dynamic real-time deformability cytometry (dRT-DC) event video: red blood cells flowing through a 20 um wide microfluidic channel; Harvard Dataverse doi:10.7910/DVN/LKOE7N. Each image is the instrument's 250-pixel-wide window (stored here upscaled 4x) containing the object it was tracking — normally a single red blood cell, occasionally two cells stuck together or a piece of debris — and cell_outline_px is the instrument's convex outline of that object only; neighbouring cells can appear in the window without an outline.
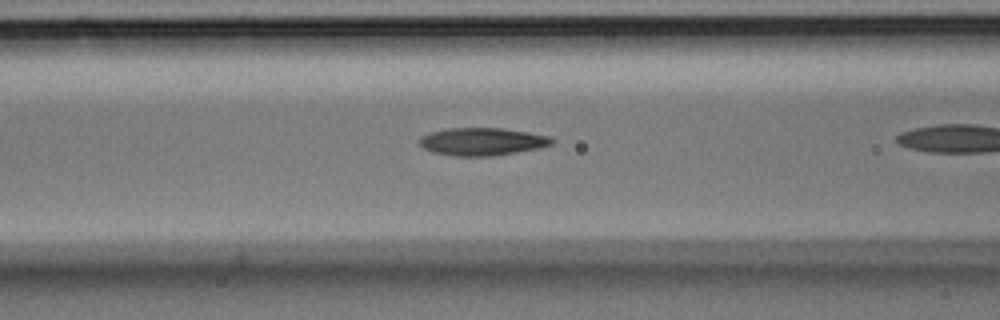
{"species": "Egyptian fruit bat (a non-hibernating species)", "species_latin": "Rousettus aegyptiacus", "temperature_condition": "room temperature", "stored_images_in_passage": 29, "camera_frame_rate_fps": 3000, "um_per_image_px": 0.085, "animal": {"sex": "male"}, "frame": {"image": 1, "passage_image": 9, "time_ms": 2.667, "image_size_px": [1000, 320], "cell_outline_px": [[556, 140], [552, 144], [536, 148], [516, 152], [492, 156], [452, 156], [432, 152], [424, 148], [416, 140], [420, 136], [432, 132], [448, 128], [504, 128], [552, 136]], "centroid_in_image_um": [40.97, 12.03], "position_along_channel_um": 125.6, "area_um2": 21.5}}
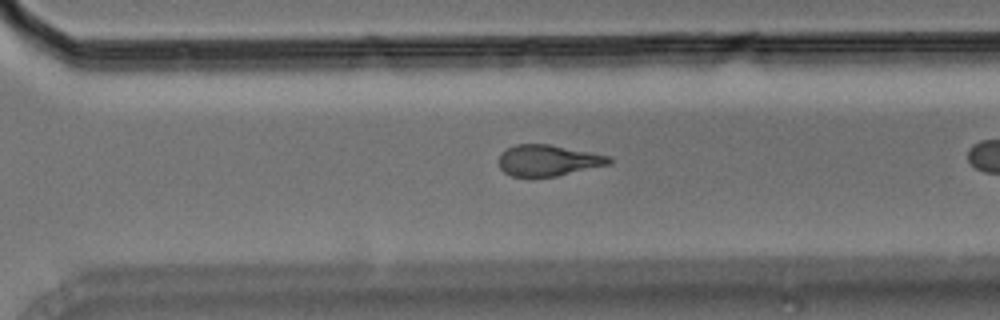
{"frame": {"image": 2, "passage_image": 25, "time_ms": 8.0, "image_size_px": [1000, 320], "cell_outline_px": [[612, 164], [556, 176], [512, 176], [504, 172], [500, 168], [500, 152], [516, 144], [548, 144], [612, 156]], "centroid_in_image_um": [46.63, 13.63], "position_along_channel_um": 324.0, "area_um2": 19.94}}